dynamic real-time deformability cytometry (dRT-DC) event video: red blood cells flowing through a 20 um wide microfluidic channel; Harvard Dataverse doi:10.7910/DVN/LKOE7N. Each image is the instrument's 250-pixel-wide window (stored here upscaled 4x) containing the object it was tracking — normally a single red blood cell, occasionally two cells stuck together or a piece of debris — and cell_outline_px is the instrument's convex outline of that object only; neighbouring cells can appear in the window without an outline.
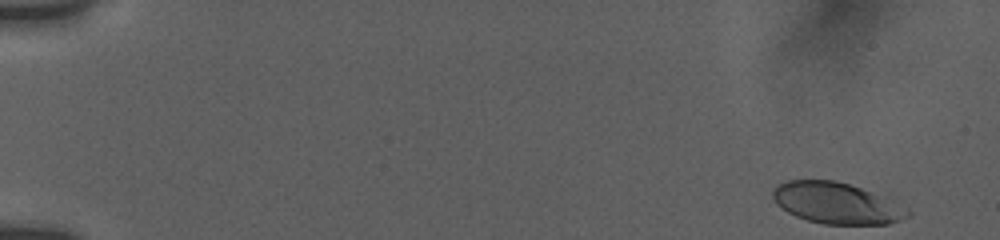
{"species": "human", "species_latin": "Homo sapiens", "temperature_condition": "room temperature", "stored_images_in_passage": 85, "camera_frame_rate_fps": 3000, "um_per_image_px": 0.085, "donor": {"sex": "female"}, "frame": {"image": 1, "passage_image": 1, "time_ms": 0.0, "image_size_px": [1000, 240], "cell_outline_px": [[912, 212], [908, 216], [900, 220], [888, 224], [824, 224], [808, 220], [796, 216], [788, 212], [776, 204], [772, 196], [772, 192], [776, 184], [788, 180], [836, 180], [860, 188]], "centroid_in_image_um": [71.0, 17.27], "position_along_channel_um": 14.0, "area_um2": 31.67}}
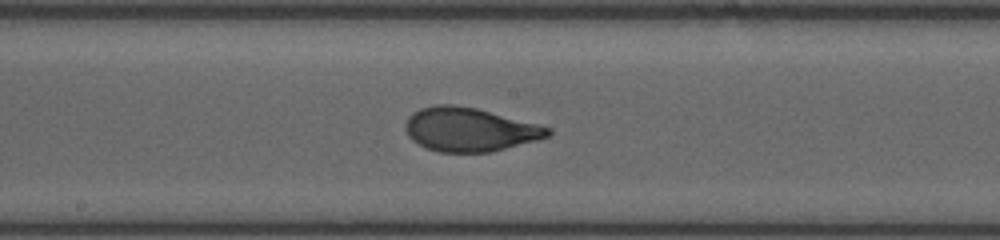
{"frame": {"image": 2, "passage_image": 46, "time_ms": 9.333, "image_size_px": [1000, 240], "cell_outline_px": [[552, 132], [548, 136], [536, 140], [492, 152], [440, 152], [424, 148], [412, 140], [408, 136], [408, 116], [412, 112], [420, 108], [436, 104], [456, 104], [476, 108], [552, 128]], "centroid_in_image_um": [39.91, 11.01], "position_along_channel_um": 208.3, "area_um2": 36.13}}
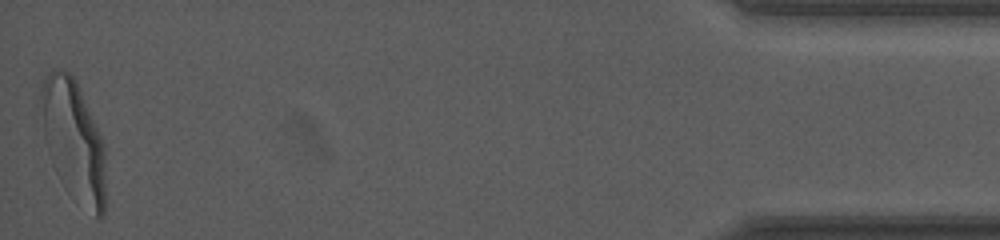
{"frame": {"image": 3, "passage_image": 84, "time_ms": 17.333, "image_size_px": [1000, 240], "cell_outline_px": [[104, 216], [100, 220], [96, 216], [44, 136], [40, 96], [40, 88], [48, 72], [52, 68], [56, 68], [68, 72], [76, 80], [104, 144]], "centroid_in_image_um": [6.29, 11.55], "position_along_channel_um": 428.9, "area_um2": 40.34}, "authors_computed_cell_mechanics": {"area_um2": 35.547, "velocity_mm_per_s": 3.7759, "shape_relaxation_time_tau1_ms": 5.1321, "shape_relaxation_time_tau2_ms": null, "deformation_change_tau1": 0.2187, "deformation_change_tau2": null}}